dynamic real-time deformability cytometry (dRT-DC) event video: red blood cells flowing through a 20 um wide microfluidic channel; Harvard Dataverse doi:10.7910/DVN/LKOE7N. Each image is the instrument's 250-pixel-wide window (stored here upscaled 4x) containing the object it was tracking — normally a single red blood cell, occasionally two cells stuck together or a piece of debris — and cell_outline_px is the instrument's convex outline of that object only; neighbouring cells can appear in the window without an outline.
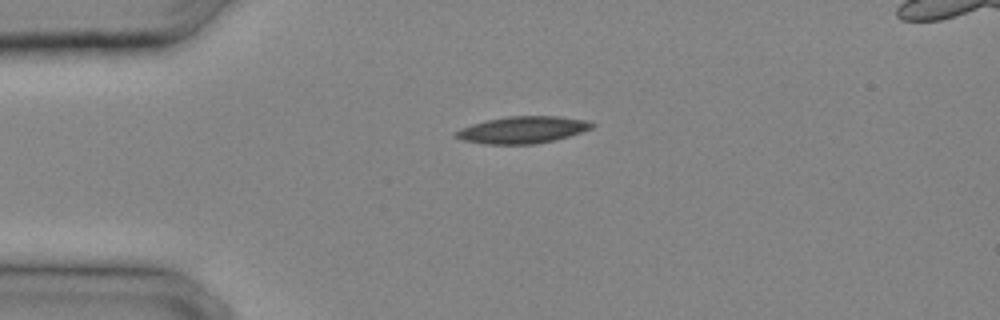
{"species": "common noctule bat (a hibernating species)", "species_latin": "Nyctalus noctula", "temperature_condition": "cold", "stored_images_in_passage": 5, "camera_frame_rate_fps": 3000, "um_per_image_px": 0.085, "animal": {"sex": "male", "body_mass_g": 20.4}, "frame": {"image": 1, "passage_image": 1, "time_ms": 0.0, "image_size_px": [1000, 320], "cell_outline_px": [[596, 124], [592, 128], [556, 140], [536, 144], [488, 144], [464, 140], [452, 136], [452, 132], [460, 128], [472, 124], [488, 120], [508, 116], [560, 116], [584, 120]], "centroid_in_image_um": [44.39, 11.04], "position_along_channel_um": 40.6, "area_um2": 21.33}}
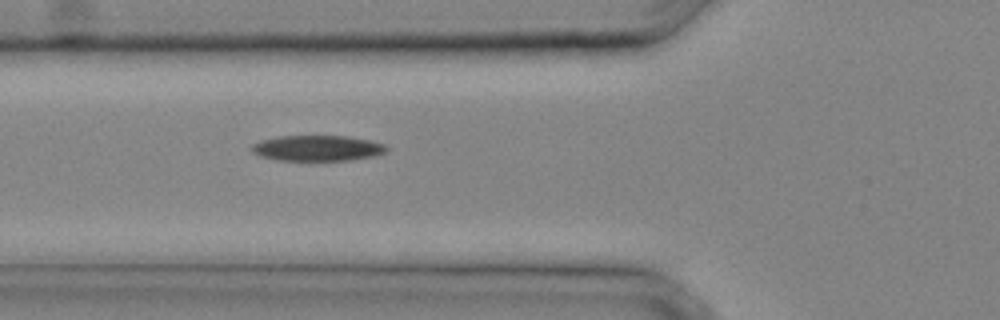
{"frame": {"image": 2, "passage_image": 5, "time_ms": 1.333, "image_size_px": [1000, 320], "cell_outline_px": [[388, 152], [372, 156], [352, 160], [280, 160], [260, 156], [252, 152], [252, 144], [260, 140], [276, 136], [348, 136], [368, 140], [384, 144], [388, 148]], "centroid_in_image_um": [26.98, 12.59], "position_along_channel_um": 98.8, "area_um2": 20.11}}